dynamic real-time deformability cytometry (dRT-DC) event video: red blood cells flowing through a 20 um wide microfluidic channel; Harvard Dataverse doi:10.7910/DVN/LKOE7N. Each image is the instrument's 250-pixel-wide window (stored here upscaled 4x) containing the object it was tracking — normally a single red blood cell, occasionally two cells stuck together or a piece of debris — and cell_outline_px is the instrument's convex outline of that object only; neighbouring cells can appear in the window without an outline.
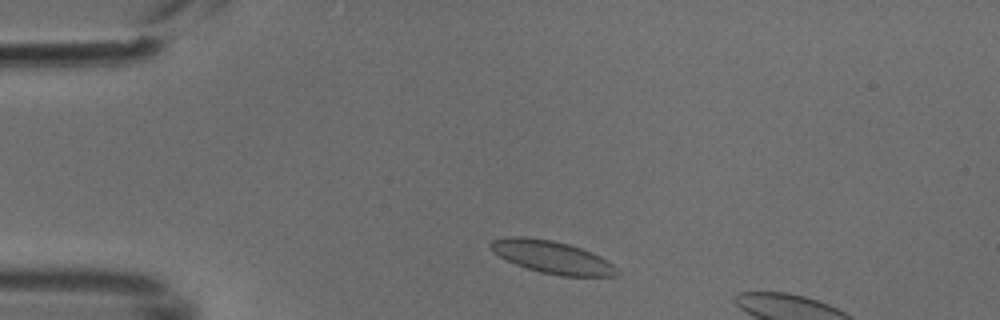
{"species": "common noctule bat (a hibernating species)", "species_latin": "Nyctalus noctula", "temperature_condition": "cold", "stored_images_in_passage": 3, "camera_frame_rate_fps": 3000, "um_per_image_px": 0.085, "animal": {"sex": "male", "body_mass_g": 18.8}, "frame": {"image": 1, "passage_image": 1, "time_ms": 0.0, "image_size_px": [1000, 320], "cell_outline_px": [[620, 272], [616, 276], [560, 276], [540, 272], [516, 264], [500, 256], [488, 244], [492, 240], [508, 236], [524, 236], [552, 240], [568, 244], [592, 252], [600, 256], [612, 264]], "centroid_in_image_um": [46.94, 21.85], "position_along_channel_um": 38.1, "area_um2": 23.76}}